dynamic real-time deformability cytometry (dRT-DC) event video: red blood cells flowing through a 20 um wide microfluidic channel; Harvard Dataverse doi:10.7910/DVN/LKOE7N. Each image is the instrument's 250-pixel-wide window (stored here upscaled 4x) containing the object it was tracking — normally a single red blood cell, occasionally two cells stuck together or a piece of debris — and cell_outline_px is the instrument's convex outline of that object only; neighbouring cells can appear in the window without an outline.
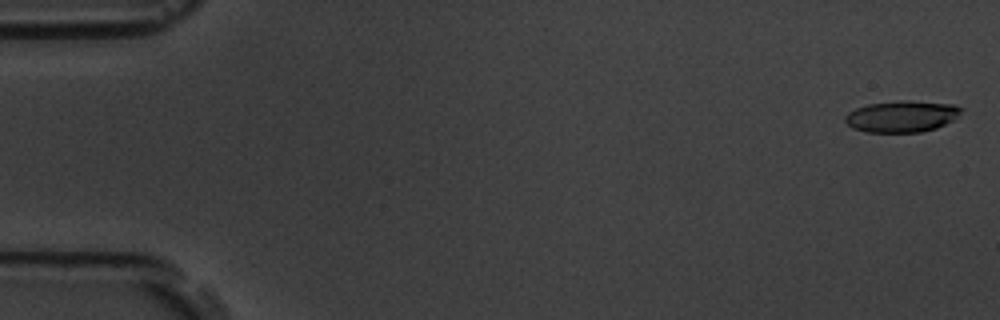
{"species": "common noctule bat (a hibernating species)", "species_latin": "Nyctalus noctula", "temperature_condition": "room temperature", "stored_images_in_passage": 58, "camera_frame_rate_fps": 3000, "um_per_image_px": 0.085, "animal": {"sex": "male", "body_mass_g": 19.5, "forearm_length_mm": 54.6}, "frame": {"image": 1, "passage_image": 2, "time_ms": 0.333, "image_size_px": [1000, 320], "cell_outline_px": [[964, 108], [952, 120], [936, 128], [920, 132], [868, 132], [852, 128], [844, 120], [844, 116], [848, 112], [856, 108], [868, 104], [900, 100], [908, 100], [956, 104]], "centroid_in_image_um": [76.64, 9.88], "position_along_channel_um": 8.4, "area_um2": 21.33}}
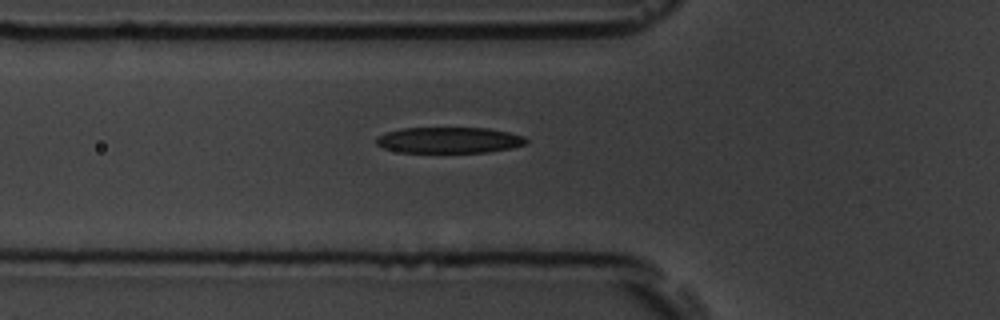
{"frame": {"image": 2, "passage_image": 21, "time_ms": 6.667, "image_size_px": [1000, 320], "cell_outline_px": [[528, 140], [524, 144], [512, 148], [488, 152], [400, 152], [384, 148], [376, 144], [376, 136], [388, 132], [404, 128], [488, 128], [508, 132], [524, 136]], "centroid_in_image_um": [38.18, 11.91], "position_along_channel_um": 87.6, "area_um2": 22.6}}
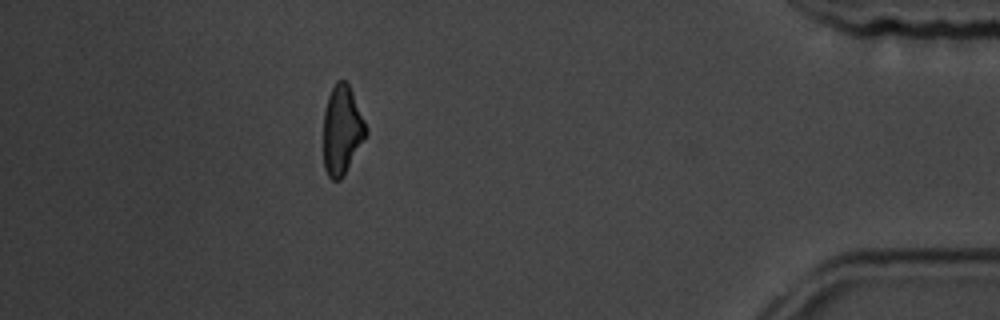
{"frame": {"image": 3, "passage_image": 52, "time_ms": 17.0, "image_size_px": [1000, 320], "cell_outline_px": [[368, 132], [340, 180], [332, 180], [328, 176], [324, 168], [324, 112], [328, 96], [336, 80], [344, 80], [348, 84], [352, 92], [368, 128]], "centroid_in_image_um": [29.06, 11.04], "position_along_channel_um": 406.1, "area_um2": 21.73}, "authors_computed_cell_mechanics": {"area_um2": 23.2067, "velocity_mm_per_s": 3.5529, "shape_relaxation_time_tau1_ms": 3.13, "shape_relaxation_time_tau2_ms": 4.6262, "deformation_change_tau1": 0.1498, "deformation_change_tau2": 0.1629}}